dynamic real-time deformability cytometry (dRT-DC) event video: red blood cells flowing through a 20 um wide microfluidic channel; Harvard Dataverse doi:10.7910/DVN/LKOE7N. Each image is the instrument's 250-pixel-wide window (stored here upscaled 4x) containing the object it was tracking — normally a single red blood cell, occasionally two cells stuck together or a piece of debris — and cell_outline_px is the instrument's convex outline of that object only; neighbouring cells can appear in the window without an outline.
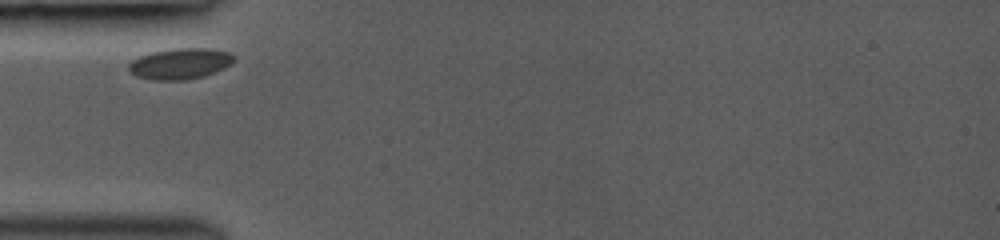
{"species": "common noctule bat (a hibernating species)", "species_latin": "Nyctalus noctula", "temperature_condition": "room temperature", "stored_images_in_passage": 6, "camera_frame_rate_fps": 3000, "um_per_image_px": 0.085, "animal": {"sex": "female", "body_mass_g": 19.0, "forearm_length_mm": 53.3}, "frame": {"image": 1, "passage_image": 1, "time_ms": 0.0, "image_size_px": [1000, 240], "cell_outline_px": [[236, 60], [232, 64], [216, 72], [204, 76], [184, 80], [152, 80], [136, 76], [128, 68], [128, 64], [132, 60], [140, 56], [152, 52], [172, 48], [208, 48], [228, 52], [236, 56]], "centroid_in_image_um": [15.34, 5.41], "position_along_channel_um": 69.7, "area_um2": 19.13}}
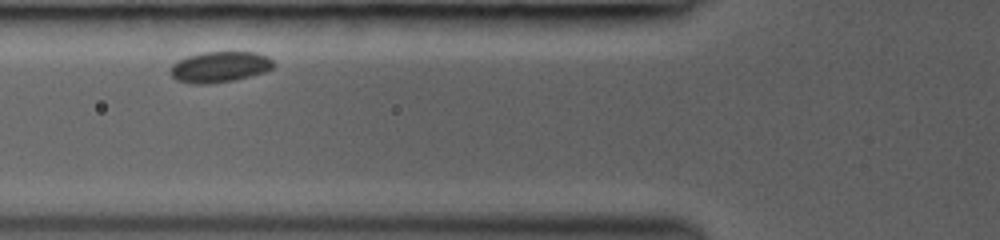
{"frame": {"image": 2, "passage_image": 3, "time_ms": 1.0, "image_size_px": [1000, 240], "cell_outline_px": [[276, 64], [272, 68], [264, 72], [232, 80], [208, 84], [192, 84], [176, 80], [168, 72], [168, 68], [172, 64], [188, 56], [204, 52], [256, 52], [268, 56]], "centroid_in_image_um": [18.65, 5.69], "position_along_channel_um": 107.2, "area_um2": 18.55}}
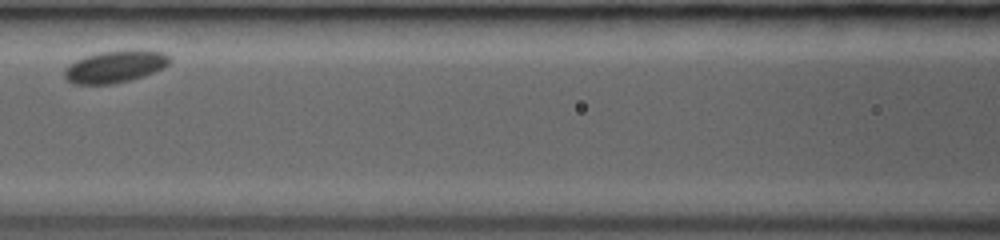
{"frame": {"image": 3, "passage_image": 5, "time_ms": 2.333, "image_size_px": [1000, 240], "cell_outline_px": [[172, 60], [164, 68], [144, 76], [132, 80], [112, 84], [72, 84], [64, 76], [64, 68], [68, 64], [84, 56], [100, 52], [128, 48], [164, 52]], "centroid_in_image_um": [9.79, 5.64], "position_along_channel_um": 156.8, "area_um2": 20.17}}